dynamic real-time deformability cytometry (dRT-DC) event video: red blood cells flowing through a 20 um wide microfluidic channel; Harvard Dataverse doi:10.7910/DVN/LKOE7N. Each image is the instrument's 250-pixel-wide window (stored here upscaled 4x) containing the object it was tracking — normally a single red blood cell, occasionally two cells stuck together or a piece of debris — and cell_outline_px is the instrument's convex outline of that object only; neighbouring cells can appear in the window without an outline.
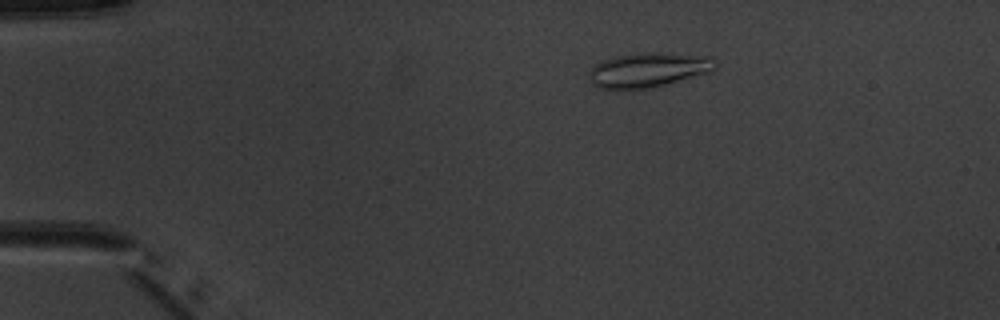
{"species": "common noctule bat (a hibernating species)", "species_latin": "Nyctalus noctula", "temperature_condition": "warm", "stored_images_in_passage": 6, "camera_frame_rate_fps": 3000, "um_per_image_px": 0.085, "animal": {"sex": "male", "body_mass_g": 20.1, "forearm_length_mm": 53.5}, "frame": {"image": 1, "passage_image": 2, "time_ms": 2.0, "image_size_px": [1000, 320], "cell_outline_px": [[716, 68], [708, 72], [652, 88], [600, 88], [592, 84], [588, 80], [588, 72], [596, 64], [612, 56], [644, 52], [652, 52], [712, 56], [716, 60]], "centroid_in_image_um": [55.1, 5.92], "position_along_channel_um": 29.9, "area_um2": 25.37}}
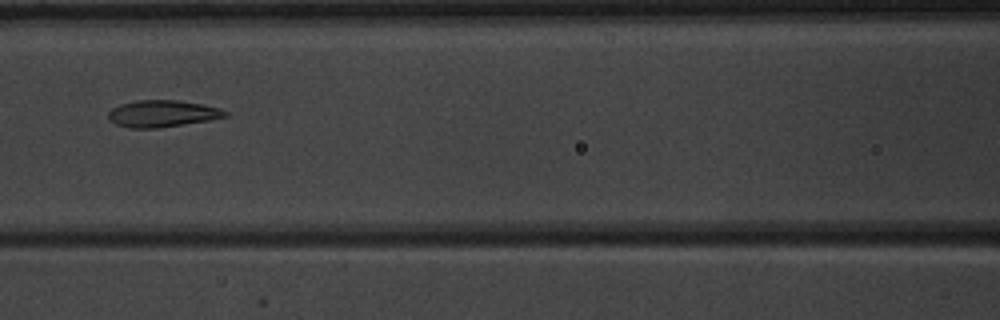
{"frame": {"image": 2, "passage_image": 6, "time_ms": 6.667, "image_size_px": [1000, 320], "cell_outline_px": [[228, 116], [208, 120], [160, 128], [128, 128], [116, 124], [108, 116], [108, 112], [112, 108], [120, 104], [136, 100], [176, 100], [200, 104], [220, 108], [228, 112]], "centroid_in_image_um": [13.79, 9.66], "position_along_channel_um": 152.8, "area_um2": 18.15}}